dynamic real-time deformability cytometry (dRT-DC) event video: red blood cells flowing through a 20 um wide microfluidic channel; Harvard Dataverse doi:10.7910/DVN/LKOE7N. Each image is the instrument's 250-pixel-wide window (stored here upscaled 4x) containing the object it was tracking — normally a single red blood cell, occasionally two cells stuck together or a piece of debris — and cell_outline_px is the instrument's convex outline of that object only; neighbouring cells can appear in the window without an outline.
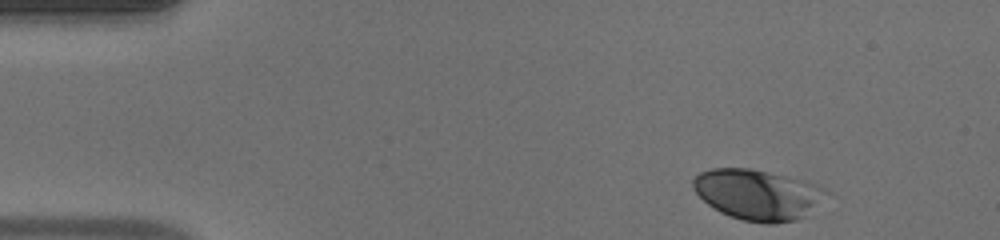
{"species": "human", "species_latin": "Homo sapiens", "temperature_condition": "warm", "stored_images_in_passage": 45, "camera_frame_rate_fps": 3000, "um_per_image_px": 0.085, "donor": {"sex": "male"}, "frame": {"image": 1, "passage_image": 1, "time_ms": 0.0, "image_size_px": [1000, 240], "cell_outline_px": [[824, 188], [804, 216], [792, 220], [768, 224], [744, 220], [720, 212], [708, 204], [696, 192], [692, 184], [692, 180], [700, 172], [712, 168], [748, 168], [768, 172], [800, 180]], "centroid_in_image_um": [64.23, 16.52], "position_along_channel_um": 20.8, "area_um2": 37.4}}
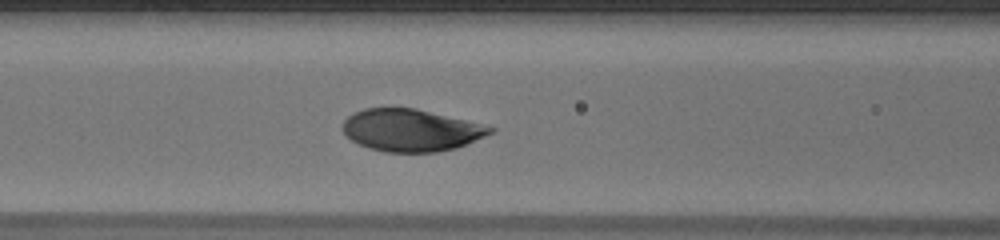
{"frame": {"image": 2, "passage_image": 16, "time_ms": 5.0, "image_size_px": [1000, 240], "cell_outline_px": [[496, 128], [492, 132], [484, 136], [456, 148], [436, 152], [384, 152], [360, 144], [352, 140], [344, 132], [344, 120], [348, 116], [364, 108], [416, 108]], "centroid_in_image_um": [34.92, 11.07], "position_along_channel_um": 131.7, "area_um2": 35.6}}
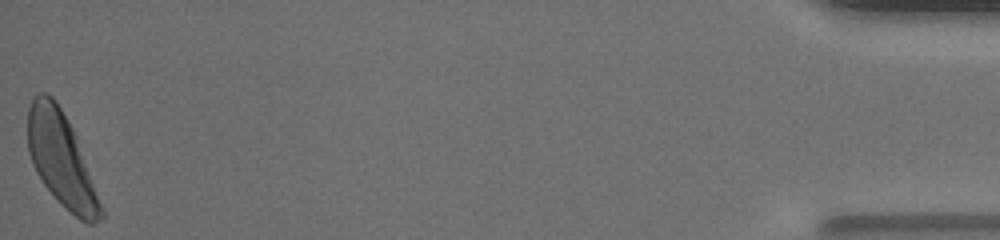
{"frame": {"image": 3, "passage_image": 45, "time_ms": 14.667, "image_size_px": [1000, 240], "cell_outline_px": [[104, 216], [92, 224], [88, 224], [80, 220], [60, 204], [44, 184], [36, 172], [32, 164], [28, 152], [28, 108], [36, 92], [48, 92], [56, 100], [68, 120], [76, 136], [104, 208]], "centroid_in_image_um": [5.21, 13.56], "position_along_channel_um": 430.0, "area_um2": 40.11}, "authors_computed_cell_mechanics": {"area_um2": 37.5122, "velocity_mm_per_s": 4.0931, "shape_relaxation_time_tau1_ms": 2.5677, "shape_relaxation_time_tau2_ms": null, "deformation_change_tau1": 0.1329, "deformation_change_tau2": null}}